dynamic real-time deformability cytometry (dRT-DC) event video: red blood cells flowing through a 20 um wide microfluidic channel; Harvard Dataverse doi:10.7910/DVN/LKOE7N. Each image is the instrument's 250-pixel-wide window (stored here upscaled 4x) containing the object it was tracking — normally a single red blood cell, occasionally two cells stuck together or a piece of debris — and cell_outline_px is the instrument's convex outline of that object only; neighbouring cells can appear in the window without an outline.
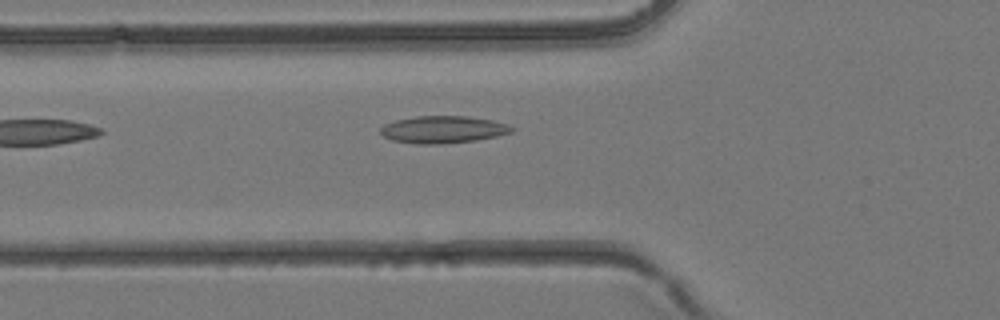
{"species": "common noctule bat (a hibernating species)", "species_latin": "Nyctalus noctula", "temperature_condition": "room temperature", "stored_images_in_passage": 5, "camera_frame_rate_fps": 3000, "um_per_image_px": 0.085, "animal": {"sex": "female", "body_mass_g": 24.6, "forearm_length_mm": 56.2}, "frame": {"image": 1, "passage_image": 5, "time_ms": 1.333, "image_size_px": [1000, 320], "cell_outline_px": [[516, 128], [512, 132], [496, 136], [476, 140], [440, 144], [416, 144], [392, 140], [384, 136], [380, 132], [380, 128], [384, 124], [396, 120], [416, 116], [468, 116], [492, 120], [508, 124]], "centroid_in_image_um": [37.67, 11.01], "position_along_channel_um": 88.1, "area_um2": 20.87}}